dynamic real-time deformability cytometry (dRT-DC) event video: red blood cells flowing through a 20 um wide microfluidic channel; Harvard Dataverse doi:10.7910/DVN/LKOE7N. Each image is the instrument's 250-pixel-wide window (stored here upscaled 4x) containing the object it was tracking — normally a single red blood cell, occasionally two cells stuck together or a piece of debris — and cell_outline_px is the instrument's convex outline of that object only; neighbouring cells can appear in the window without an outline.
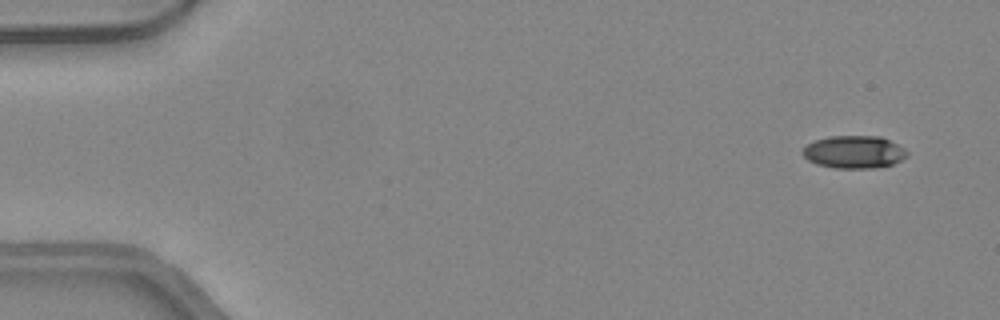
{"species": "common noctule bat (a hibernating species)", "species_latin": "Nyctalus noctula", "temperature_condition": "warm", "stored_images_in_passage": 9, "camera_frame_rate_fps": 3000, "um_per_image_px": 0.085, "animal": {"sex": "female", "body_mass_g": 24.6, "forearm_length_mm": 56.2}, "frame": {"image": 1, "passage_image": 3, "time_ms": 0.667, "image_size_px": [1000, 320], "cell_outline_px": [[908, 156], [892, 164], [872, 168], [832, 168], [816, 164], [808, 160], [800, 152], [808, 144], [816, 140], [828, 136], [880, 136], [904, 148], [908, 152]], "centroid_in_image_um": [72.57, 12.92], "position_along_channel_um": 12.4, "area_um2": 19.83}}